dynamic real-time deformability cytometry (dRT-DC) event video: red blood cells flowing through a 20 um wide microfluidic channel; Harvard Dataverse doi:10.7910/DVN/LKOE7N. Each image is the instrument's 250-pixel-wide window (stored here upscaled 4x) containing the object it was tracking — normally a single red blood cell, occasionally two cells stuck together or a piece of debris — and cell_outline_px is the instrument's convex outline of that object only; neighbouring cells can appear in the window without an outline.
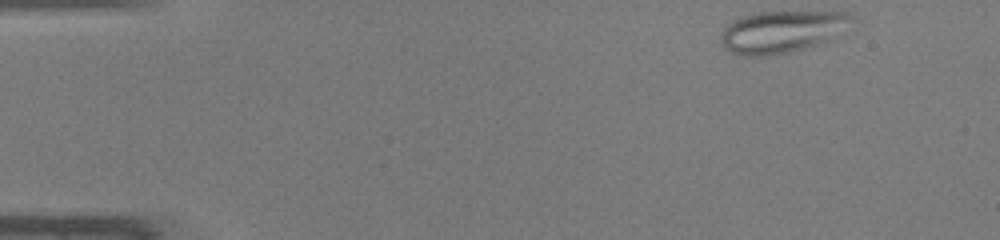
{"species": "common noctule bat (a hibernating species)", "species_latin": "Nyctalus noctula", "temperature_condition": "warm", "stored_images_in_passage": 43, "camera_frame_rate_fps": 3000, "um_per_image_px": 0.085, "animal": {"sex": "male", "body_mass_g": 19.0, "forearm_length_mm": 50.8}, "frame": {"image": 1, "passage_image": 1, "time_ms": 0.0, "image_size_px": [1000, 240], "cell_outline_px": [[856, 20], [828, 40], [804, 48], [788, 52], [764, 56], [740, 56], [724, 48], [720, 44], [720, 32], [728, 24], [752, 12], [848, 12]], "centroid_in_image_um": [66.41, 2.69], "position_along_channel_um": 18.6, "area_um2": 31.91}}
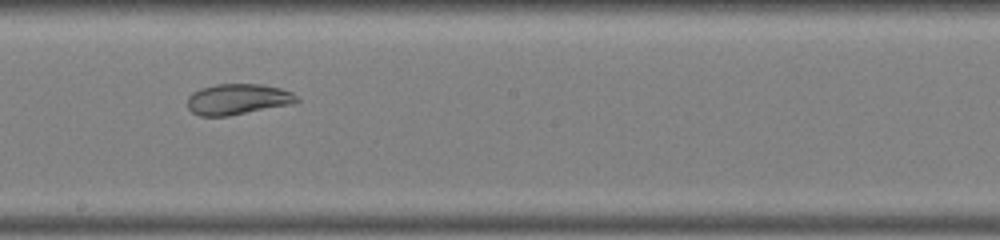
{"frame": {"image": 2, "passage_image": 23, "time_ms": 7.333, "image_size_px": [1000, 240], "cell_outline_px": [[300, 100], [296, 104], [228, 116], [200, 116], [192, 112], [188, 108], [188, 96], [192, 92], [200, 88], [216, 84], [260, 84], [280, 88], [292, 92]], "centroid_in_image_um": [20.23, 8.44], "position_along_channel_um": 228.0, "area_um2": 19.88}}
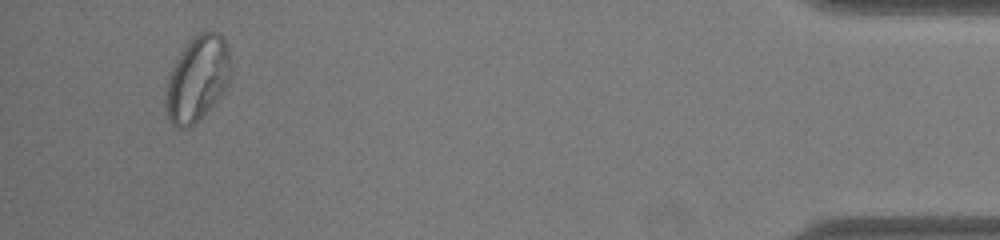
{"frame": {"image": 3, "passage_image": 41, "time_ms": 13.333, "image_size_px": [1000, 240], "cell_outline_px": [[232, 76], [228, 84], [200, 120], [188, 128], [180, 128], [172, 124], [168, 116], [164, 100], [168, 76], [176, 60], [188, 40], [200, 32], [216, 32], [224, 40], [228, 48], [232, 68]], "centroid_in_image_um": [16.77, 6.7], "position_along_channel_um": 418.4, "area_um2": 32.31}, "authors_computed_cell_mechanics": {"area_um2": 28.0908, "velocity_mm_per_s": 4.2933, "shape_relaxation_time_tau1_ms": null, "shape_relaxation_time_tau2_ms": 1.0838, "deformation_change_tau1": null, "deformation_change_tau2": 0.0563}}